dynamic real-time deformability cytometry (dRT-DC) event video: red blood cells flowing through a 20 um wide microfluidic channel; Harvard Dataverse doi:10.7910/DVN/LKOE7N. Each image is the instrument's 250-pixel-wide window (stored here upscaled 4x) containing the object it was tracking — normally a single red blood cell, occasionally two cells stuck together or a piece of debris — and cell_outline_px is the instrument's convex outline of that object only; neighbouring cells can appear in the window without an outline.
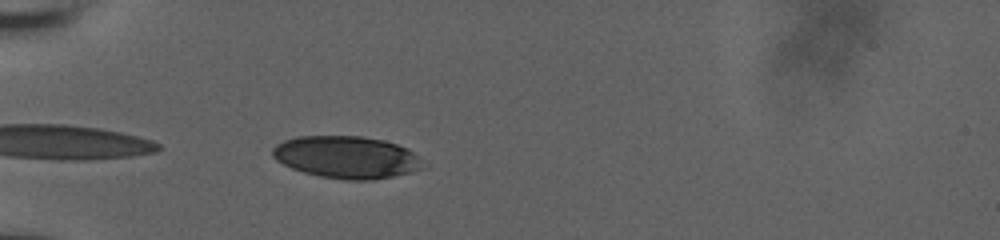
{"species": "human", "species_latin": "Homo sapiens", "temperature_condition": "room temperature", "stored_images_in_passage": 25, "camera_frame_rate_fps": 3000, "um_per_image_px": 0.085, "donor": {"sex": "male"}, "frame": {"image": 1, "passage_image": 1, "time_ms": 0.0, "image_size_px": [1000, 240], "cell_outline_px": [[424, 168], [412, 172], [372, 180], [348, 180], [320, 176], [304, 172], [292, 168], [276, 160], [272, 156], [272, 148], [276, 144], [284, 140], [296, 136], [360, 136], [384, 140], [408, 148], [416, 156]], "centroid_in_image_um": [29.42, 13.35], "position_along_channel_um": 55.6, "area_um2": 36.88}}
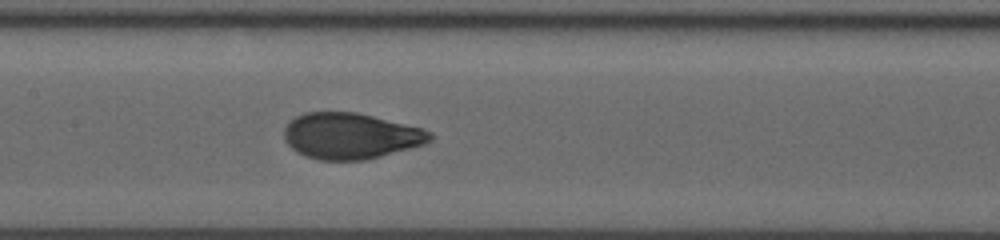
{"frame": {"image": 2, "passage_image": 12, "time_ms": 3.667, "image_size_px": [1000, 240], "cell_outline_px": [[432, 140], [424, 144], [380, 156], [364, 160], [320, 160], [304, 156], [296, 152], [284, 140], [284, 128], [288, 120], [304, 112], [356, 112], [424, 128], [432, 132]], "centroid_in_image_um": [29.77, 11.55], "position_along_channel_um": 177.6, "area_um2": 39.3}}
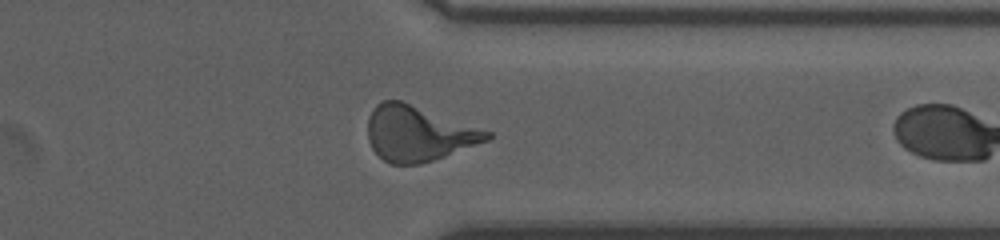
{"frame": {"image": 3, "passage_image": 24, "time_ms": 7.667, "image_size_px": [1000, 240], "cell_outline_px": [[492, 136], [488, 140], [444, 156], [420, 164], [388, 164], [372, 148], [368, 140], [368, 116], [372, 108], [380, 100], [400, 100], [492, 132]], "centroid_in_image_um": [35.51, 11.34], "position_along_channel_um": 375.9, "area_um2": 38.09}}